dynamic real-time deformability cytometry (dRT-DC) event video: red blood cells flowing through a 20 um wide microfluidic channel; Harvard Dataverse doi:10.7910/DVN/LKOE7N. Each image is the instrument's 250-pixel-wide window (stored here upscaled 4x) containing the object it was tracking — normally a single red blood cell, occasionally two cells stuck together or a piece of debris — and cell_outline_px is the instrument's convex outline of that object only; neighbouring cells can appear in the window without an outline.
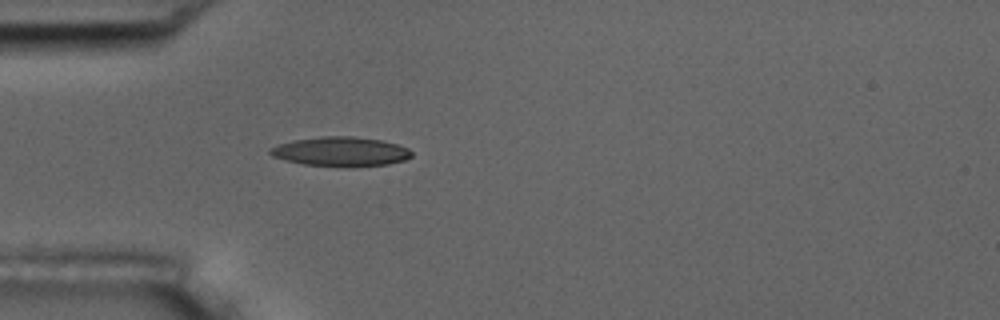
{"species": "common noctule bat (a hibernating species)", "species_latin": "Nyctalus noctula", "temperature_condition": "room temperature", "stored_images_in_passage": 40, "camera_frame_rate_fps": 3000, "um_per_image_px": 0.085, "animal": {"sex": "male", "body_mass_g": 17.5, "forearm_length_mm": 52.3}, "frame": {"image": 1, "passage_image": 1, "time_ms": 0.0, "image_size_px": [1000, 320], "cell_outline_px": [[412, 156], [404, 160], [388, 164], [348, 168], [304, 164], [284, 160], [272, 156], [268, 152], [268, 148], [292, 140], [320, 136], [352, 136], [380, 140], [396, 144], [408, 148], [412, 152]], "centroid_in_image_um": [28.94, 12.89], "position_along_channel_um": 56.1, "area_um2": 24.51}}
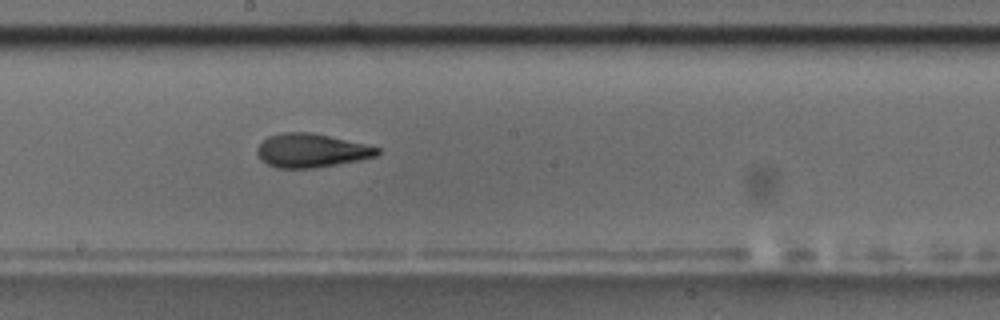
{"frame": {"image": 2, "passage_image": 15, "time_ms": 4.667, "image_size_px": [1000, 320], "cell_outline_px": [[380, 152], [376, 156], [336, 164], [312, 168], [276, 168], [260, 160], [256, 152], [256, 148], [268, 136], [280, 132], [308, 132], [328, 136], [364, 144], [380, 148]], "centroid_in_image_um": [26.4, 12.79], "position_along_channel_um": 221.8, "area_um2": 23.35}}
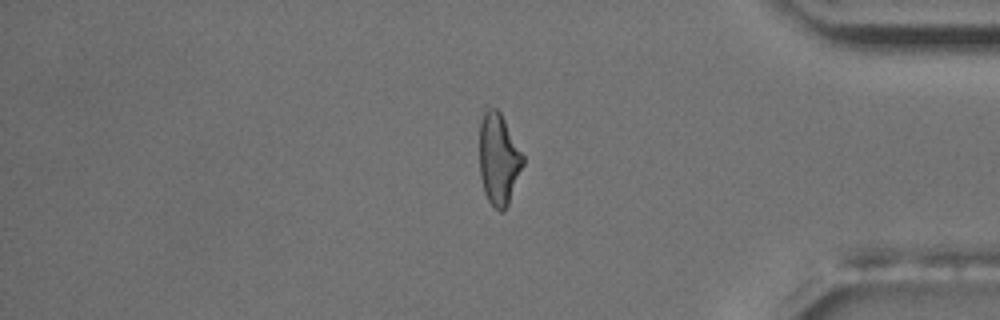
{"frame": {"image": 3, "passage_image": 31, "time_ms": 10.0, "image_size_px": [1000, 320], "cell_outline_px": [[524, 164], [508, 204], [500, 212], [488, 200], [484, 192], [480, 176], [480, 120], [484, 112], [488, 108], [496, 108], [500, 112], [524, 156]], "centroid_in_image_um": [42.38, 13.51], "position_along_channel_um": 392.8, "area_um2": 22.95}, "authors_computed_cell_mechanics": {"area_um2": 23.4957, "velocity_mm_per_s": 3.6744, "shape_relaxation_time_tau1_ms": 5.7351, "shape_relaxation_time_tau2_ms": 2.179, "deformation_change_tau1": 0.1929, "deformation_change_tau2": 0.0951}}